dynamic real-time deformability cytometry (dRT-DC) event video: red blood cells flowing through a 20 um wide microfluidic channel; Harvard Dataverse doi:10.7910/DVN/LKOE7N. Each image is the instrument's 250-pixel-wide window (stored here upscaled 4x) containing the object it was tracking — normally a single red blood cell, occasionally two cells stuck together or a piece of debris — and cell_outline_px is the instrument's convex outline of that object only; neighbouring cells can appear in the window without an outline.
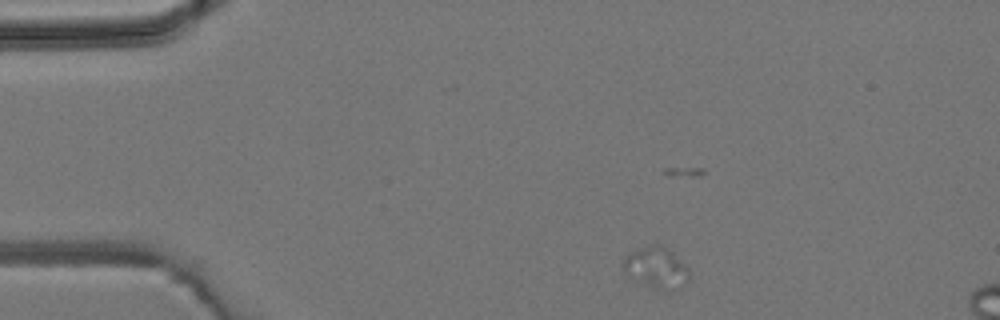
{"species": "common noctule bat (a hibernating species)", "species_latin": "Nyctalus noctula", "temperature_condition": "room temperature", "stored_images_in_passage": 3, "camera_frame_rate_fps": 3000, "um_per_image_px": 0.085, "animal": {"sex": "male", "body_mass_g": 19.2, "forearm_length_mm": 51.8}, "frame": {"image": 1, "passage_image": 1, "time_ms": 0.0, "image_size_px": [1000, 320], "cell_outline_px": [[692, 272], [688, 280], [684, 284], [672, 292], [664, 292], [624, 276], [624, 256], [640, 248], [652, 244], [664, 248], [672, 252]], "centroid_in_image_um": [55.79, 22.81], "position_along_channel_um": 29.2, "area_um2": 15.95}}